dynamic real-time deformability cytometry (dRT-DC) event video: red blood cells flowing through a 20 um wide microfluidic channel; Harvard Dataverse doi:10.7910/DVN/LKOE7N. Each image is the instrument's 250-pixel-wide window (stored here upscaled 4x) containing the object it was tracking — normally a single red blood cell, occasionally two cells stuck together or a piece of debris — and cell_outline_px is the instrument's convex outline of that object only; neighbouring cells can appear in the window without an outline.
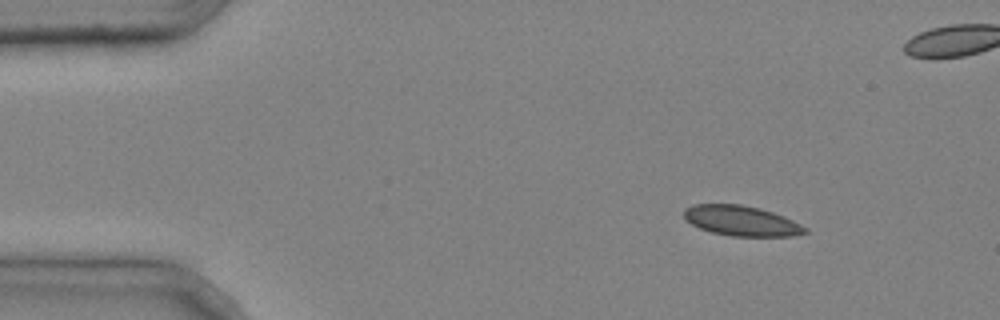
{"species": "common noctule bat (a hibernating species)", "species_latin": "Nyctalus noctula", "temperature_condition": "cold", "stored_images_in_passage": 4, "camera_frame_rate_fps": 3000, "um_per_image_px": 0.085, "animal": {"sex": "male", "body_mass_g": 20.4}, "frame": {"image": 1, "passage_image": 1, "time_ms": 0.0, "image_size_px": [1000, 320], "cell_outline_px": [[808, 232], [792, 236], [732, 236], [712, 232], [700, 228], [684, 220], [684, 208], [692, 204], [740, 204], [760, 208], [784, 216], [808, 228]], "centroid_in_image_um": [63.0, 18.76], "position_along_channel_um": 22.0, "area_um2": 21.33}}